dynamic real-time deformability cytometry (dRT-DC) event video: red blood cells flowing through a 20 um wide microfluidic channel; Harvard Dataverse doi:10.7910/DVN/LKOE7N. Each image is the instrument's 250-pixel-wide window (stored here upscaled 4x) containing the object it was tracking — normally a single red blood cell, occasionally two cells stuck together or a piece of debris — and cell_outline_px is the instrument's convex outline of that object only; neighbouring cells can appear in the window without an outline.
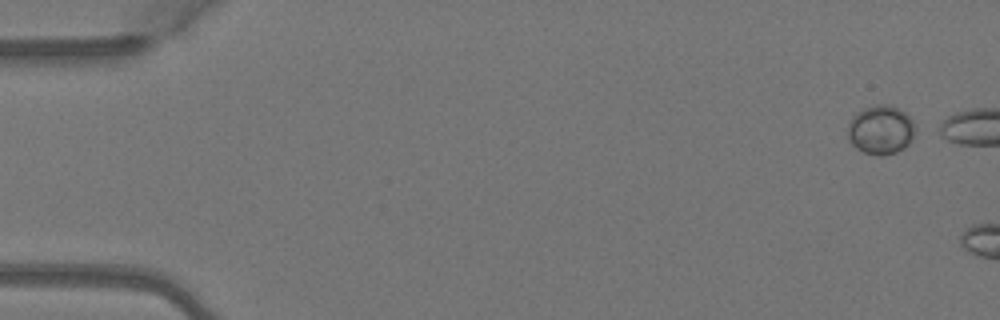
{"species": "Egyptian fruit bat (a non-hibernating species)", "species_latin": "Rousettus aegyptiacus", "temperature_condition": "warm", "stored_images_in_passage": 2, "camera_frame_rate_fps": 3000, "um_per_image_px": 0.085, "animal": {"sex": "female"}, "frame": {"image": 1, "passage_image": 1, "time_ms": 0.0, "image_size_px": [1000, 320], "cell_outline_px": [[916, 132], [912, 140], [904, 148], [896, 152], [884, 156], [876, 156], [864, 152], [856, 148], [848, 140], [848, 124], [852, 116], [856, 112], [864, 108], [876, 104], [892, 104], [904, 112], [912, 120], [916, 128]], "centroid_in_image_um": [74.87, 11.03], "position_along_channel_um": 10.1, "area_um2": 19.65}}